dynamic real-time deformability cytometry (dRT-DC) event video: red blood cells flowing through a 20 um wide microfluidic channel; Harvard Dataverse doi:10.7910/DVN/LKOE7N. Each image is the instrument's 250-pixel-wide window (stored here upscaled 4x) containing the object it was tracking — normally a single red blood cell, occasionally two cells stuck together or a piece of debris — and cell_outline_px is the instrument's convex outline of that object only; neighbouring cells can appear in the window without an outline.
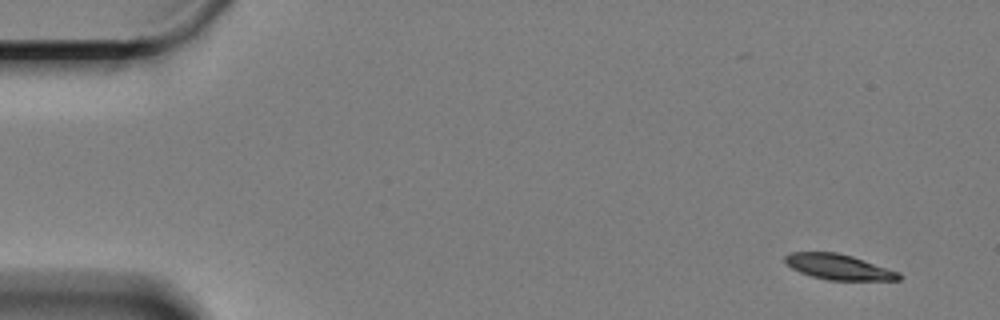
{"species": "Egyptian fruit bat (a non-hibernating species)", "species_latin": "Rousettus aegyptiacus", "temperature_condition": "cold", "stored_images_in_passage": 57, "camera_frame_rate_fps": 3000, "um_per_image_px": 0.085, "animal": {"sex": "female"}, "frame": {"image": 1, "passage_image": 1, "time_ms": 0.0, "image_size_px": [1000, 320], "cell_outline_px": [[900, 280], [828, 280], [812, 276], [800, 272], [792, 268], [784, 260], [784, 256], [792, 252], [836, 252], [852, 256], [900, 272]], "centroid_in_image_um": [71.28, 22.69], "position_along_channel_um": 13.7, "area_um2": 16.7}}
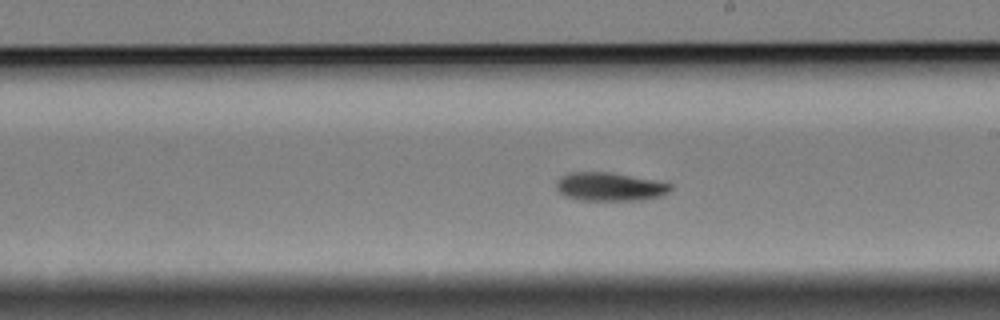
{"frame": {"image": 2, "passage_image": 32, "time_ms": 10.333, "image_size_px": [1000, 320], "cell_outline_px": [[672, 188], [668, 192], [660, 196], [640, 200], [580, 200], [564, 196], [556, 188], [556, 180], [560, 176], [568, 172], [608, 172], [656, 180], [672, 184]], "centroid_in_image_um": [51.8, 15.86], "position_along_channel_um": 237.2, "area_um2": 19.02}}
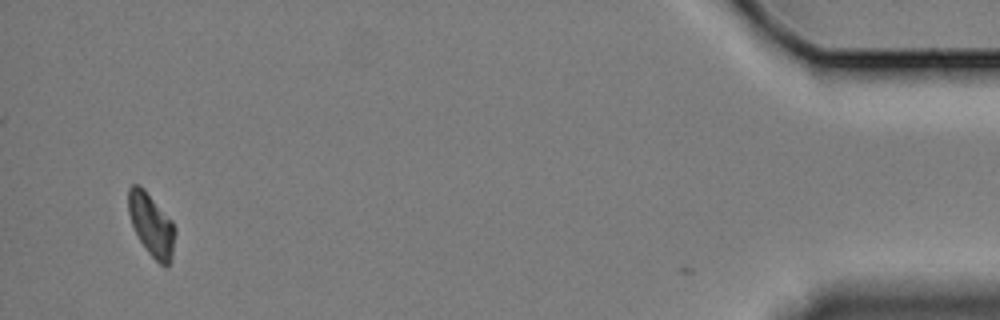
{"frame": {"image": 3, "passage_image": 56, "time_ms": 18.333, "image_size_px": [1000, 320], "cell_outline_px": [[176, 232], [172, 252], [168, 268], [164, 268], [148, 252], [140, 240], [132, 224], [128, 212], [128, 188], [132, 184], [136, 184], [144, 188], [172, 220], [176, 228]], "centroid_in_image_um": [12.88, 19.09], "position_along_channel_um": 422.3, "area_um2": 17.05}, "authors_computed_cell_mechanics": {"area_um2": 18.0336, "velocity_mm_per_s": 3.2643, "shape_relaxation_time_tau1_ms": 2.7676, "shape_relaxation_time_tau2_ms": null, "deformation_change_tau1": 0.1205, "deformation_change_tau2": null}}